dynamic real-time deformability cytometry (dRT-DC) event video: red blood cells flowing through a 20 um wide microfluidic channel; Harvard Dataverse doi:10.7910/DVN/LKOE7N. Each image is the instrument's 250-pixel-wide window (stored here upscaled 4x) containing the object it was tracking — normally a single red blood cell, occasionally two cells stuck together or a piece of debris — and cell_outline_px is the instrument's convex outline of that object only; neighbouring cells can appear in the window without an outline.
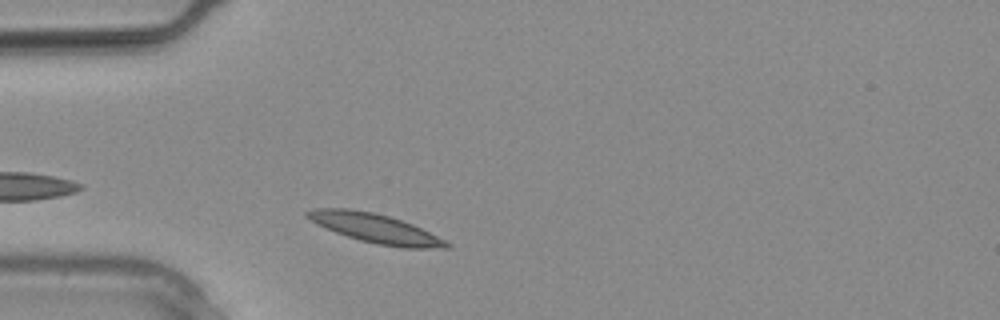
{"species": "common noctule bat (a hibernating species)", "species_latin": "Nyctalus noctula", "temperature_condition": "warm", "stored_images_in_passage": 8, "camera_frame_rate_fps": 3000, "um_per_image_px": 0.085, "animal": {"sex": "male", "body_mass_g": 20.4}, "frame": {"image": 1, "passage_image": 2, "time_ms": 0.333, "image_size_px": [1000, 320], "cell_outline_px": [[452, 248], [404, 248], [376, 244], [360, 240], [336, 232], [312, 220], [304, 212], [316, 208], [348, 208], [372, 212], [388, 216], [412, 224], [452, 244]], "centroid_in_image_um": [31.95, 19.41], "position_along_channel_um": 53.0, "area_um2": 23.12}}
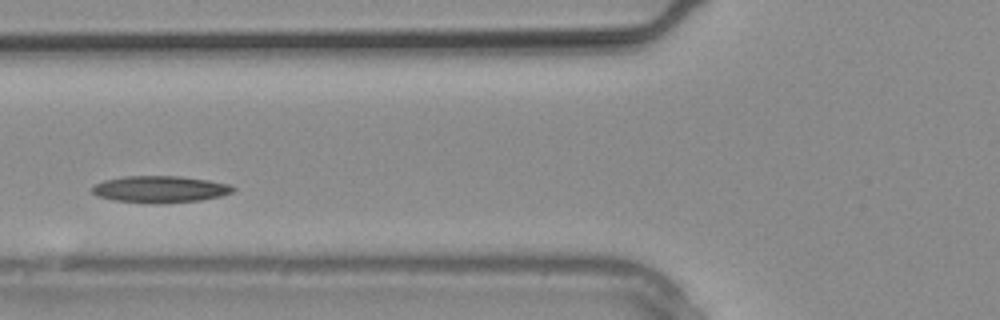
{"frame": {"image": 2, "passage_image": 5, "time_ms": 1.333, "image_size_px": [1000, 320], "cell_outline_px": [[236, 188], [232, 192], [220, 196], [200, 200], [152, 204], [116, 200], [96, 196], [92, 192], [92, 188], [96, 184], [104, 180], [124, 176], [180, 176], [208, 180], [228, 184]], "centroid_in_image_um": [13.59, 16.08], "position_along_channel_um": 112.2, "area_um2": 21.85}}